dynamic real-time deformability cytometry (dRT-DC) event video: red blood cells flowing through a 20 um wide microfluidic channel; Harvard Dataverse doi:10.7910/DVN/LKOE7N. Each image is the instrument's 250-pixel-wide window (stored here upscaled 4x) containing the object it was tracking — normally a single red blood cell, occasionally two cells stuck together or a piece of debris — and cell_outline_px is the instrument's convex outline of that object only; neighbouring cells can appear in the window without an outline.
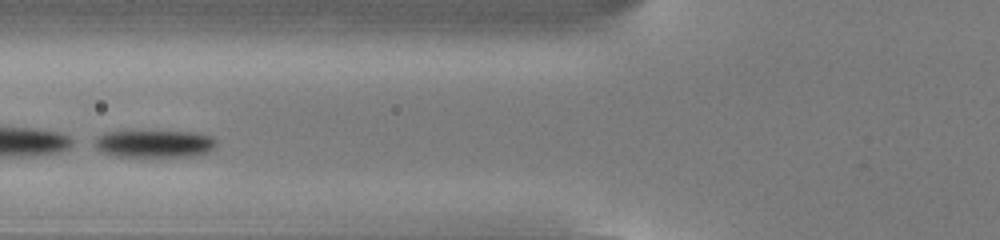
{"species": "common noctule bat (a hibernating species)", "species_latin": "Nyctalus noctula", "temperature_condition": "cold", "stored_images_in_passage": 42, "camera_frame_rate_fps": 3000, "um_per_image_px": 0.085, "animal": {"sex": "male", "body_mass_g": 13.0, "forearm_length_mm": 53.1}, "frame": {"image": 1, "passage_image": 12, "time_ms": 3.667, "image_size_px": [1000, 240], "cell_outline_px": [[216, 144], [208, 152], [196, 156], [112, 156], [100, 152], [88, 144], [88, 140], [104, 132], [132, 128], [196, 132], [212, 136], [216, 140]], "centroid_in_image_um": [12.94, 12.15], "position_along_channel_um": 112.9, "area_um2": 21.15}}